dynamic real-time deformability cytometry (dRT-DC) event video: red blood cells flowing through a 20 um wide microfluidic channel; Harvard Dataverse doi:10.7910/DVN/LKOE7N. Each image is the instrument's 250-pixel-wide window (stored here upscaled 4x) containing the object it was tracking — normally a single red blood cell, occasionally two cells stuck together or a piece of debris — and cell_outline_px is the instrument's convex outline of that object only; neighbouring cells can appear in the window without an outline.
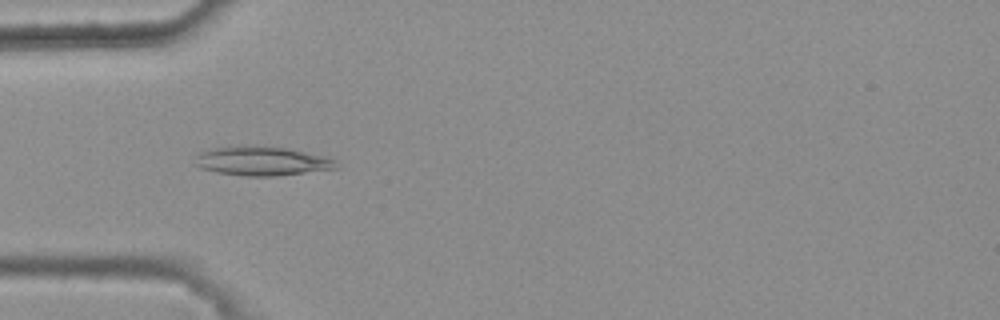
{"species": "common noctule bat (a hibernating species)", "species_latin": "Nyctalus noctula", "temperature_condition": "warm", "stored_images_in_passage": 46, "camera_frame_rate_fps": 3000, "um_per_image_px": 0.085, "animal": {"sex": "female", "body_mass_g": 25.1}, "frame": {"image": 1, "passage_image": 16, "time_ms": 5.0, "image_size_px": [1000, 320], "cell_outline_px": [[340, 168], [276, 176], [244, 176], [216, 172], [200, 168], [192, 164], [196, 156], [200, 152], [212, 148], [252, 144], [288, 148], [324, 156], [336, 160]], "centroid_in_image_um": [22.24, 13.68], "position_along_channel_um": 62.8, "area_um2": 24.45}}
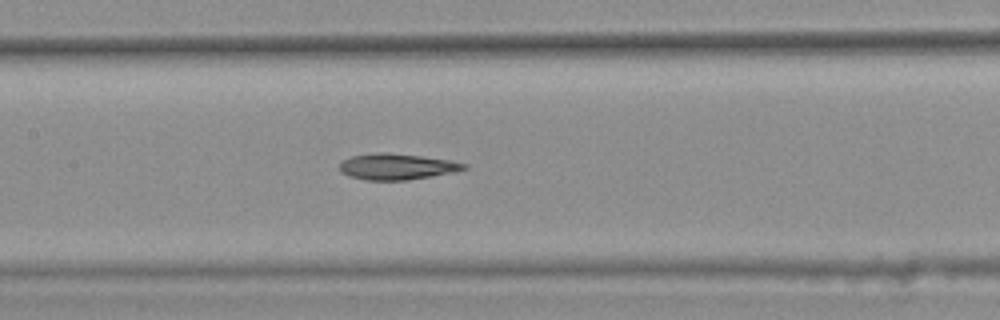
{"frame": {"image": 2, "passage_image": 25, "time_ms": 8.0, "image_size_px": [1000, 320], "cell_outline_px": [[468, 168], [456, 172], [408, 180], [364, 180], [348, 176], [340, 172], [340, 160], [352, 156], [380, 152], [420, 156], [448, 160], [468, 164]], "centroid_in_image_um": [33.72, 14.17], "position_along_channel_um": 173.7, "area_um2": 18.9}}
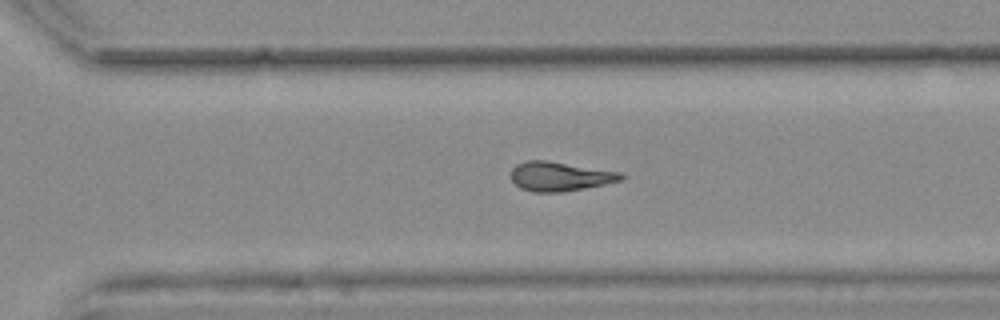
{"frame": {"image": 3, "passage_image": 37, "time_ms": 12.0, "image_size_px": [1000, 320], "cell_outline_px": [[628, 176], [624, 180], [584, 188], [560, 192], [536, 192], [520, 188], [508, 176], [508, 172], [516, 164], [524, 160], [548, 160], [624, 172]], "centroid_in_image_um": [47.61, 14.97], "position_along_channel_um": 323.0, "area_um2": 19.31}, "authors_computed_cell_mechanics": {"area_um2": 18.9295, "velocity_mm_per_s": 3.741, "shape_relaxation_time_tau1_ms": null, "shape_relaxation_time_tau2_ms": 5.776, "deformation_change_tau1": null, "deformation_change_tau2": 0.1566}}